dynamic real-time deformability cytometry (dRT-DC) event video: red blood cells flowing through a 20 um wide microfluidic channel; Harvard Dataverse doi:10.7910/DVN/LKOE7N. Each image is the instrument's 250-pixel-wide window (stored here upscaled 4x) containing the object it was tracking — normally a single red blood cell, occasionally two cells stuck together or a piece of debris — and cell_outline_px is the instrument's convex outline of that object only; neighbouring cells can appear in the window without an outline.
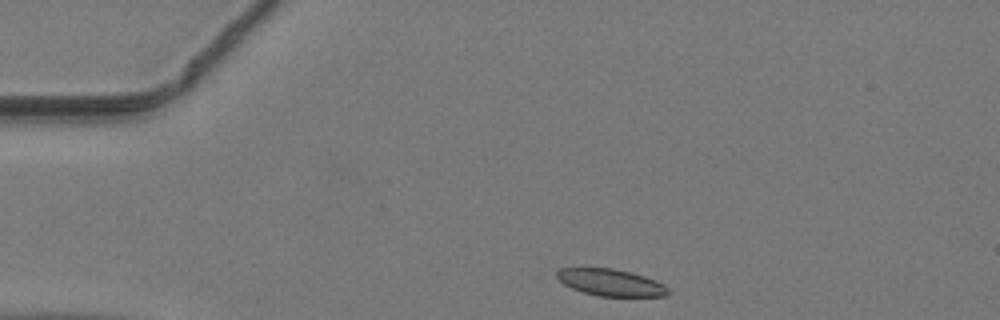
{"species": "common noctule bat (a hibernating species)", "species_latin": "Nyctalus noctula", "temperature_condition": "warm", "stored_images_in_passage": 39, "camera_frame_rate_fps": 3000, "um_per_image_px": 0.085, "animal": {"sex": "male", "body_mass_g": 19.2, "forearm_length_mm": 51.8}, "frame": {"image": 1, "passage_image": 1, "time_ms": 0.0, "image_size_px": [1000, 320], "cell_outline_px": [[668, 296], [600, 296], [584, 292], [572, 288], [564, 284], [556, 276], [556, 272], [560, 268], [612, 268], [644, 276], [656, 280], [664, 284], [668, 288]], "centroid_in_image_um": [51.92, 24.01], "position_along_channel_um": 33.1, "area_um2": 17.22}}
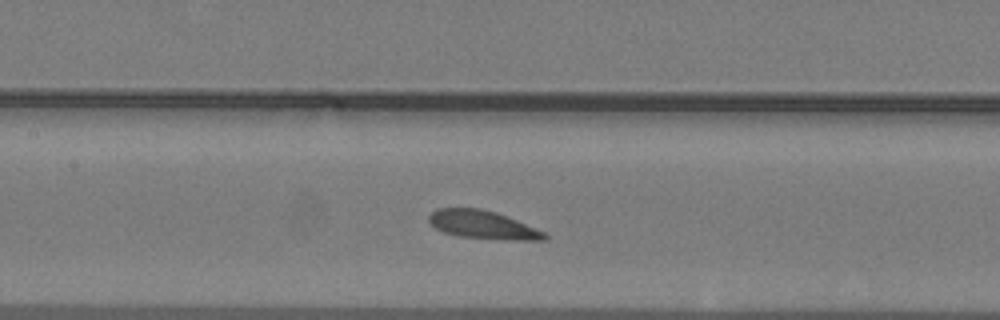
{"frame": {"image": 2, "passage_image": 14, "time_ms": 4.333, "image_size_px": [1000, 320], "cell_outline_px": [[548, 240], [504, 240], [460, 236], [444, 232], [436, 228], [428, 220], [428, 216], [436, 208], [480, 208], [496, 212], [516, 220], [544, 232], [548, 236]], "centroid_in_image_um": [41.04, 19.11], "position_along_channel_um": 166.4, "area_um2": 18.9}}
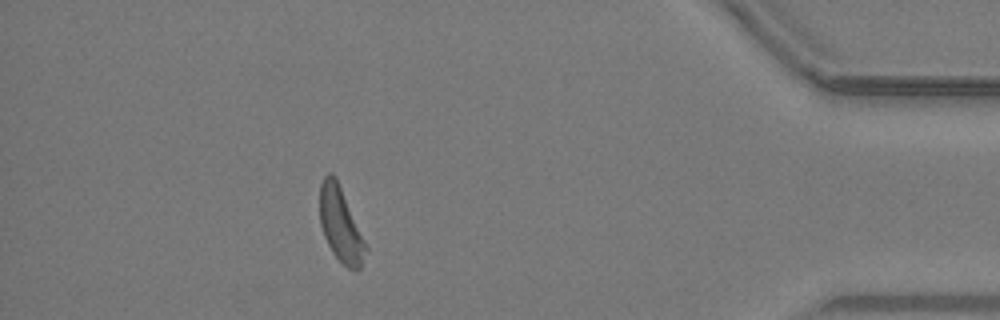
{"frame": {"image": 3, "passage_image": 34, "time_ms": 11.0, "image_size_px": [1000, 320], "cell_outline_px": [[368, 248], [360, 268], [356, 272], [348, 268], [332, 252], [324, 236], [320, 224], [320, 184], [324, 176], [328, 172], [332, 172], [336, 176]], "centroid_in_image_um": [28.95, 19.08], "position_along_channel_um": 406.3, "area_um2": 19.88}}